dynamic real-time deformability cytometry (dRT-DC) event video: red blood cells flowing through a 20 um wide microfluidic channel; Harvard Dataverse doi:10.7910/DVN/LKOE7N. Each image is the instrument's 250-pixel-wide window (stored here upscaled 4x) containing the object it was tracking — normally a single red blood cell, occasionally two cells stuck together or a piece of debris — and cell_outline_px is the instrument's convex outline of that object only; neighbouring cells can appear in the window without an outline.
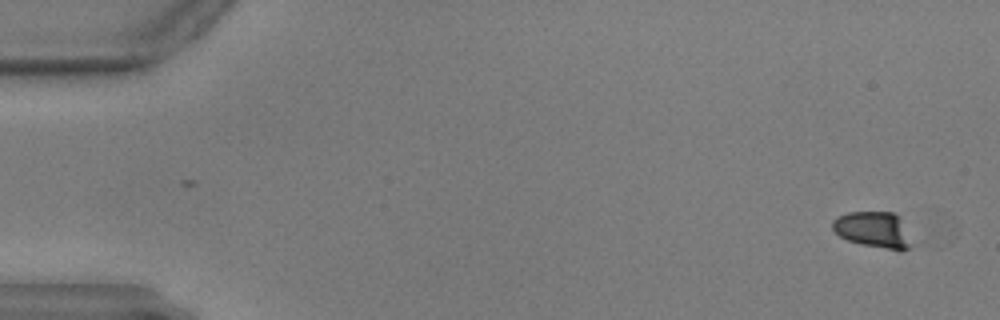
{"species": "common noctule bat (a hibernating species)", "species_latin": "Nyctalus noctula", "temperature_condition": "warm", "stored_images_in_passage": 8, "camera_frame_rate_fps": 3000, "um_per_image_px": 0.085, "animal": {"sex": "male", "body_mass_g": 17.9, "forearm_length_mm": 54.2}, "frame": {"image": 1, "passage_image": 3, "time_ms": 0.667, "image_size_px": [1000, 320], "cell_outline_px": [[912, 248], [900, 252], [860, 244], [848, 240], [840, 236], [832, 228], [832, 220], [836, 216], [848, 212], [892, 212], [896, 216], [912, 244]], "centroid_in_image_um": [74.19, 19.56], "position_along_channel_um": 10.8, "area_um2": 16.47}}